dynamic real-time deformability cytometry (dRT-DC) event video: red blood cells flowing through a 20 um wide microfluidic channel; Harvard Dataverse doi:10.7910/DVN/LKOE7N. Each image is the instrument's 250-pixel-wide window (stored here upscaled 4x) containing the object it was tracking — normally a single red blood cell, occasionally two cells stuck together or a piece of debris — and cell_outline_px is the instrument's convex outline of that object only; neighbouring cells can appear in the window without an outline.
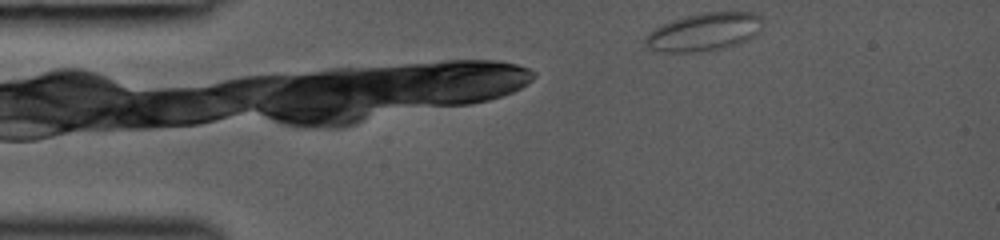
{"species": "common noctule bat (a hibernating species)", "species_latin": "Nyctalus noctula", "temperature_condition": "room temperature", "stored_images_in_passage": 12, "camera_frame_rate_fps": 3000, "um_per_image_px": 0.085, "animal": {"sex": "female", "body_mass_g": 19.0, "forearm_length_mm": 53.3}, "frame": {"image": 1, "passage_image": 1, "time_ms": 0.0, "image_size_px": [1000, 240], "cell_outline_px": [[764, 24], [760, 32], [756, 36], [740, 44], [724, 48], [700, 52], [656, 52], [648, 48], [644, 44], [644, 40], [648, 32], [652, 28], [672, 20], [684, 16], [700, 12], [756, 12], [764, 16]], "centroid_in_image_um": [59.89, 2.71], "position_along_channel_um": 25.1, "area_um2": 26.93}}
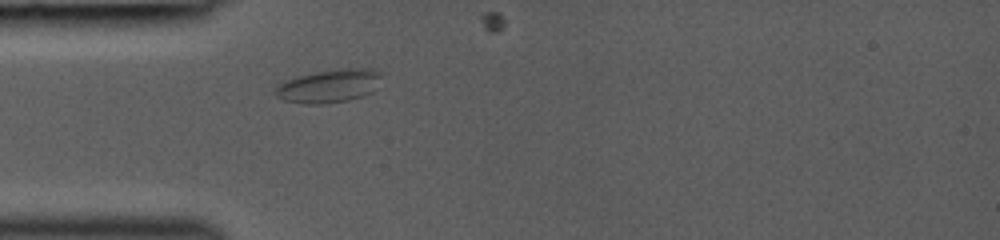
{"frame": {"image": 2, "passage_image": 6, "time_ms": 2.333, "image_size_px": [1000, 240], "cell_outline_px": [[380, 76], [372, 92], [364, 96], [348, 100], [324, 104], [304, 104], [284, 100], [276, 96], [272, 92], [284, 80], [296, 76], [312, 72], [336, 68], [376, 68]], "centroid_in_image_um": [27.92, 7.3], "position_along_channel_um": 57.1, "area_um2": 20.81}}
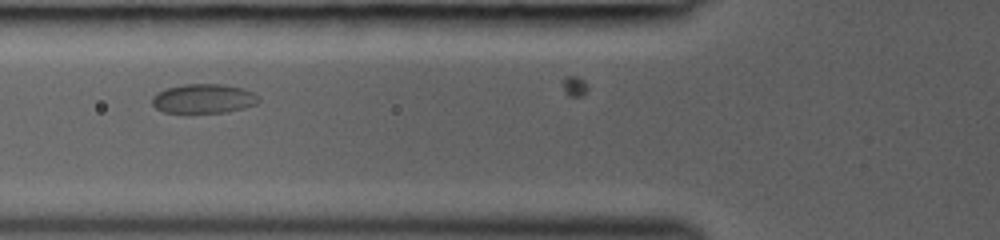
{"frame": {"image": 3, "passage_image": 9, "time_ms": 3.667, "image_size_px": [1000, 240], "cell_outline_px": [[260, 100], [256, 104], [244, 108], [228, 112], [188, 116], [164, 112], [156, 108], [152, 104], [152, 96], [168, 88], [184, 84], [220, 84], [244, 88], [260, 96]], "centroid_in_image_um": [17.3, 8.44], "position_along_channel_um": 108.5, "area_um2": 19.02}}